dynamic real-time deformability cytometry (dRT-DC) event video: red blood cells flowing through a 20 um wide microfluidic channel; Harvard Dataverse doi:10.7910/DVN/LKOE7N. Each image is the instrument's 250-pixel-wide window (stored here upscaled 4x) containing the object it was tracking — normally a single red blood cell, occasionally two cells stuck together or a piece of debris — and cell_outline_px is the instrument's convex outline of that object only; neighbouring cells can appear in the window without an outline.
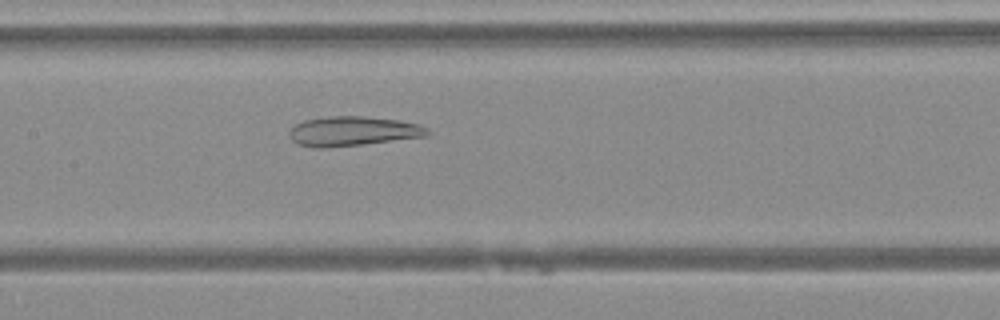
{"species": "Egyptian fruit bat (a non-hibernating species)", "species_latin": "Rousettus aegyptiacus", "temperature_condition": "warm", "stored_images_in_passage": 31, "camera_frame_rate_fps": 3000, "um_per_image_px": 0.085, "animal": {"sex": "female"}, "frame": {"image": 1, "passage_image": 9, "time_ms": 2.667, "image_size_px": [1000, 320], "cell_outline_px": [[432, 132], [428, 136], [360, 144], [320, 148], [316, 148], [296, 144], [288, 136], [288, 132], [296, 124], [304, 120], [328, 116], [364, 116], [396, 120], [420, 124], [428, 128]], "centroid_in_image_um": [29.99, 11.14], "position_along_channel_um": 177.4, "area_um2": 23.76}}
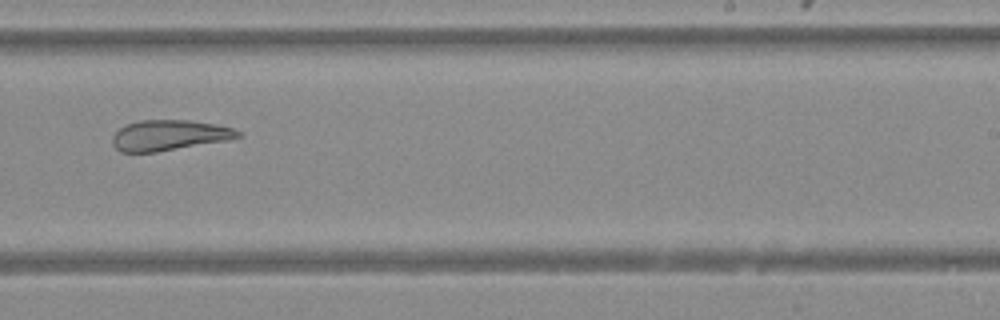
{"frame": {"image": 2, "passage_image": 16, "time_ms": 5.0, "image_size_px": [1000, 320], "cell_outline_px": [[244, 136], [228, 140], [156, 152], [120, 152], [112, 144], [112, 136], [120, 128], [128, 124], [140, 120], [192, 120], [216, 124], [236, 128]], "centroid_in_image_um": [14.42, 11.49], "position_along_channel_um": 274.6, "area_um2": 22.43}}
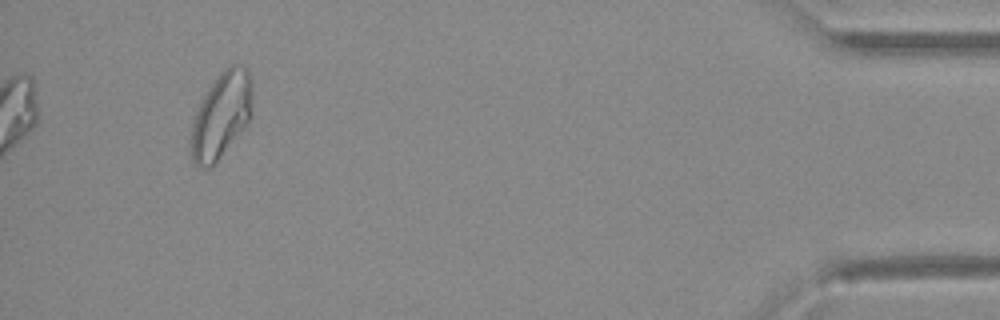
{"frame": {"image": 3, "passage_image": 31, "time_ms": 10.0, "image_size_px": [1000, 320], "cell_outline_px": [[252, 112], [248, 120], [216, 164], [208, 168], [200, 168], [192, 160], [192, 124], [196, 112], [208, 88], [224, 68], [232, 64], [244, 64], [248, 68], [252, 80]], "centroid_in_image_um": [18.84, 9.76], "position_along_channel_um": 416.4, "area_um2": 30.46}}